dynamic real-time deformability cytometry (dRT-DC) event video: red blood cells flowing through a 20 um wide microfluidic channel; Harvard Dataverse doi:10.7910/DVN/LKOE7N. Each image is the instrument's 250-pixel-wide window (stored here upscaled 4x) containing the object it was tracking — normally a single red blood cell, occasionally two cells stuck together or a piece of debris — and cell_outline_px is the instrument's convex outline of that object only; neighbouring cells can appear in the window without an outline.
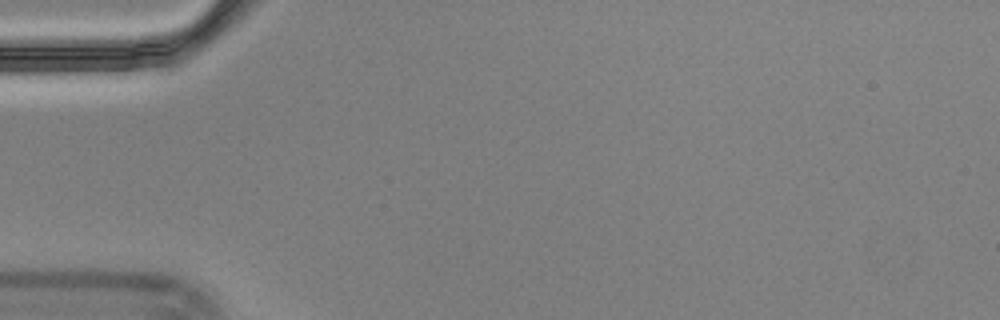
{"species": "Egyptian fruit bat (a non-hibernating species)", "species_latin": "Rousettus aegyptiacus", "temperature_condition": "cold", "stored_images_in_passage": 1, "camera_frame_rate_fps": 3000, "um_per_image_px": 0.085, "animal": {"sex": "male"}, "frame": {"image": 1, "passage_image": 1, "time_ms": 0.0, "image_size_px": [1000, 320], "cell_outline_px": [[280, 40], [268, 60], [232, 92], [216, 104], [212, 100], [212, 92], [220, 76], [224, 72], [268, 36], [280, 36]], "centroid_in_image_um": [20.76, 5.8], "position_along_channel_um": 64.2, "area_um2": 11.1}}